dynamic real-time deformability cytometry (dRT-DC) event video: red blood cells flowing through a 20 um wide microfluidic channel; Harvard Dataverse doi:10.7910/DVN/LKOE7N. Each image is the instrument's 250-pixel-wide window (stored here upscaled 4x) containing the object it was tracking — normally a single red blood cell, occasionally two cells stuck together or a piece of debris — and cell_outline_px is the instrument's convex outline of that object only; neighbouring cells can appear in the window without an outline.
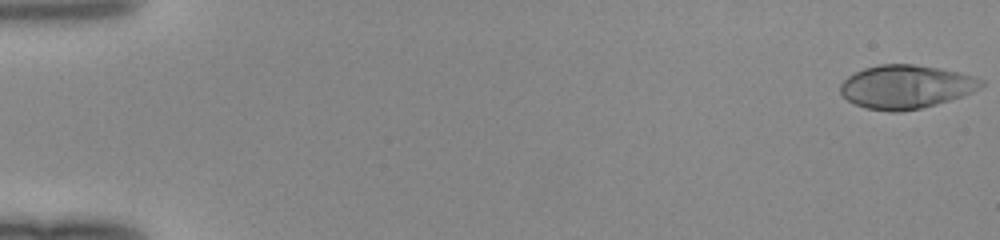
{"species": "human", "species_latin": "Homo sapiens", "temperature_condition": "room temperature", "stored_images_in_passage": 50, "camera_frame_rate_fps": 3000, "um_per_image_px": 0.085, "donor": {"sex": "female"}, "frame": {"image": 1, "passage_image": 1, "time_ms": 0.0, "image_size_px": [1000, 240], "cell_outline_px": [[984, 84], [972, 92], [936, 104], [920, 108], [900, 112], [892, 112], [868, 108], [856, 104], [848, 100], [840, 92], [840, 84], [848, 76], [864, 68], [880, 64], [912, 64], [936, 68], [976, 76], [984, 80]], "centroid_in_image_um": [76.99, 7.37], "position_along_channel_um": 8.0, "area_um2": 35.32}}
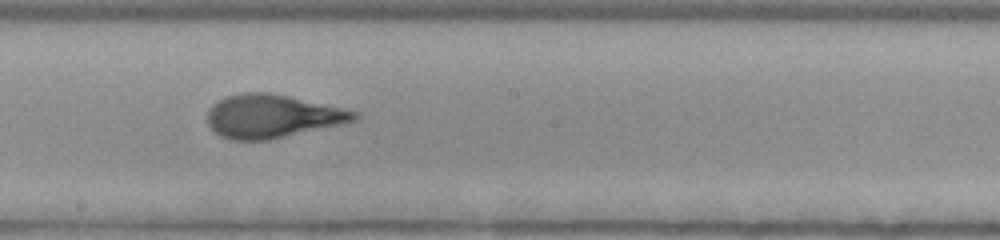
{"frame": {"image": 2, "passage_image": 29, "time_ms": 9.333, "image_size_px": [1000, 240], "cell_outline_px": [[360, 120], [268, 140], [228, 140], [220, 136], [208, 124], [208, 108], [212, 104], [224, 96], [240, 92], [268, 92], [288, 96], [360, 112]], "centroid_in_image_um": [23.13, 9.87], "position_along_channel_um": 225.1, "area_um2": 37.22}}
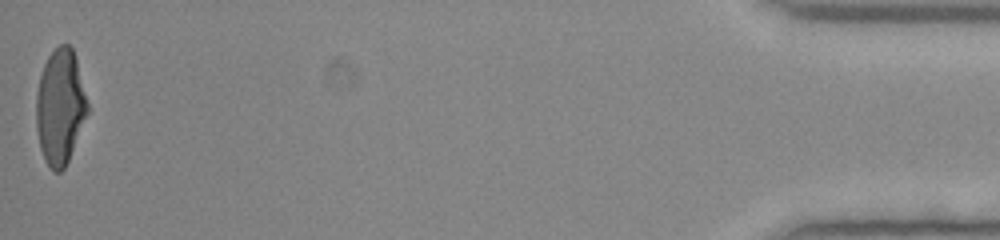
{"frame": {"image": 3, "passage_image": 50, "time_ms": 16.333, "image_size_px": [1000, 240], "cell_outline_px": [[88, 112], [68, 160], [64, 168], [60, 172], [52, 172], [44, 160], [40, 148], [36, 128], [36, 92], [40, 76], [44, 64], [48, 56], [60, 44], [68, 44], [72, 48], [76, 56], [88, 104]], "centroid_in_image_um": [5.1, 9.08], "position_along_channel_um": 430.1, "area_um2": 34.45}}